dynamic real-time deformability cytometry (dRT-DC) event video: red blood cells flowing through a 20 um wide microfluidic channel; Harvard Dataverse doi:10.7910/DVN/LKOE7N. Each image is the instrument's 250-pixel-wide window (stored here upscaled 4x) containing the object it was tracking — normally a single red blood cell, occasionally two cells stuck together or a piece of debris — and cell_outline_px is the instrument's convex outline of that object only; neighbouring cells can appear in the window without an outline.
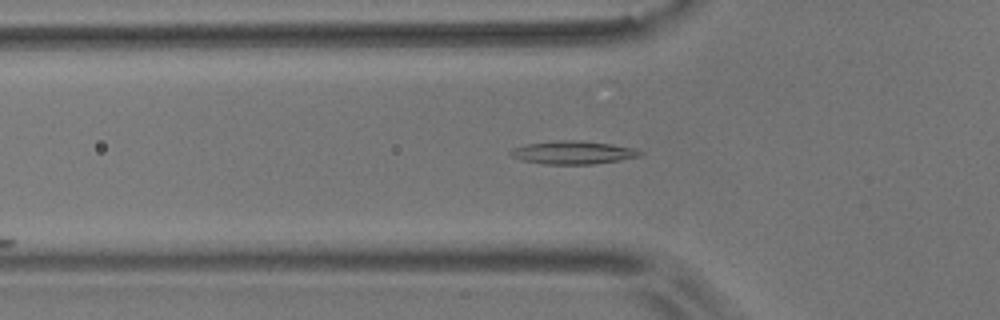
{"species": "common noctule bat (a hibernating species)", "species_latin": "Nyctalus noctula", "temperature_condition": "room temperature", "stored_images_in_passage": 19, "camera_frame_rate_fps": 3000, "um_per_image_px": 0.085, "animal": {"sex": "male", "body_mass_g": 17.9}, "frame": {"image": 1, "passage_image": 5, "time_ms": 1.333, "image_size_px": [1000, 320], "cell_outline_px": [[644, 156], [620, 160], [592, 164], [544, 164], [520, 160], [512, 156], [508, 152], [512, 148], [524, 144], [560, 140], [580, 140], [612, 144], [636, 148], [644, 152]], "centroid_in_image_um": [48.74, 12.96], "position_along_channel_um": 77.1, "area_um2": 17.74}}